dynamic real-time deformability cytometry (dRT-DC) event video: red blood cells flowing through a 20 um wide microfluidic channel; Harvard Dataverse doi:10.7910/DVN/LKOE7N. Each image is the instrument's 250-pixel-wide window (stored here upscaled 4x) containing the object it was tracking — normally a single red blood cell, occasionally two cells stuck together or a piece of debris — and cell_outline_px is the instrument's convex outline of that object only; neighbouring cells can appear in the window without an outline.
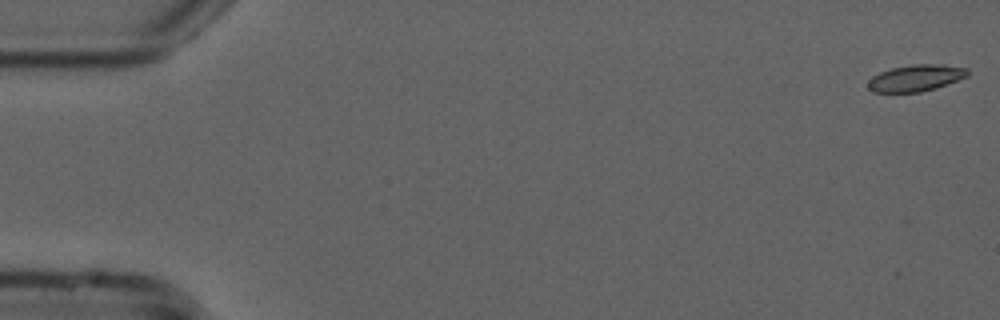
{"species": "common noctule bat (a hibernating species)", "species_latin": "Nyctalus noctula", "temperature_condition": "cold", "stored_images_in_passage": 24, "camera_frame_rate_fps": 3000, "um_per_image_px": 0.085, "animal": {"sex": "male", "forearm_length_mm": 52.5}, "frame": {"image": 1, "passage_image": 1, "time_ms": 0.0, "image_size_px": [1000, 320], "cell_outline_px": [[968, 76], [936, 88], [920, 92], [872, 92], [868, 88], [868, 80], [872, 76], [880, 72], [892, 68], [912, 64], [944, 64], [968, 68]], "centroid_in_image_um": [77.84, 6.62], "position_along_channel_um": 7.2, "area_um2": 15.49}}
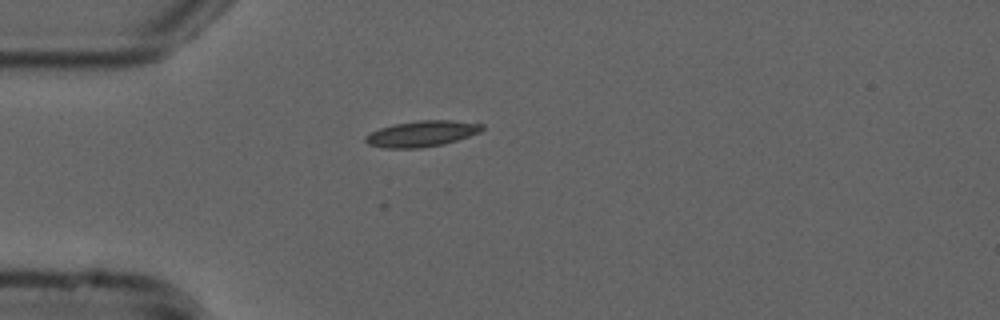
{"frame": {"image": 2, "passage_image": 15, "time_ms": 4.667, "image_size_px": [1000, 320], "cell_outline_px": [[484, 128], [480, 132], [444, 144], [420, 148], [384, 148], [368, 144], [364, 140], [364, 136], [380, 128], [396, 124], [416, 120], [452, 120], [484, 124]], "centroid_in_image_um": [35.85, 11.36], "position_along_channel_um": 49.1, "area_um2": 17.57}}
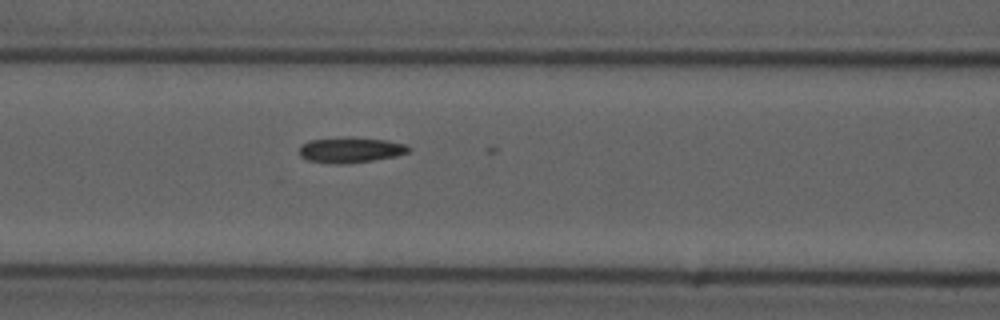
{"frame": {"image": 3, "passage_image": 23, "time_ms": 7.333, "image_size_px": [1000, 320], "cell_outline_px": [[412, 148], [408, 152], [396, 156], [372, 160], [340, 164], [308, 160], [300, 156], [300, 144], [308, 140], [348, 136], [352, 136], [384, 140], [404, 144]], "centroid_in_image_um": [29.77, 12.72], "position_along_channel_um": 136.8, "area_um2": 16.24}}